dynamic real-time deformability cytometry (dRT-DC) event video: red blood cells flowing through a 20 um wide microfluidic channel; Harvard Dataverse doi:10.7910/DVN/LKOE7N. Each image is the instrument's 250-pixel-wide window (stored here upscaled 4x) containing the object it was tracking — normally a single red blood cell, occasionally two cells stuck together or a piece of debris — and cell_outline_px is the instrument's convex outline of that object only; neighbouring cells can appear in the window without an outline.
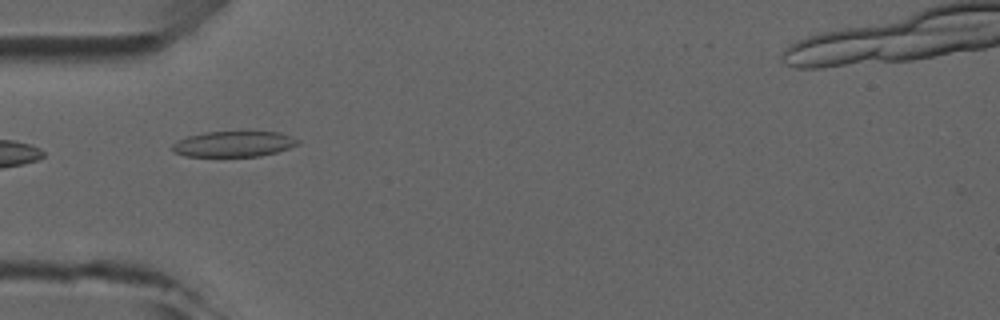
{"species": "common noctule bat (a hibernating species)", "species_latin": "Nyctalus noctula", "temperature_condition": "room temperature", "stored_images_in_passage": 6, "camera_frame_rate_fps": 3000, "um_per_image_px": 0.085, "animal": {"sex": "male", "forearm_length_mm": 52.5}, "frame": {"image": 1, "passage_image": 6, "time_ms": 5.667, "image_size_px": [1000, 320], "cell_outline_px": [[300, 144], [276, 152], [260, 156], [184, 156], [172, 152], [172, 144], [188, 136], [204, 132], [280, 132], [292, 136], [300, 140]], "centroid_in_image_um": [19.88, 12.24], "position_along_channel_um": 65.1, "area_um2": 18.73}}